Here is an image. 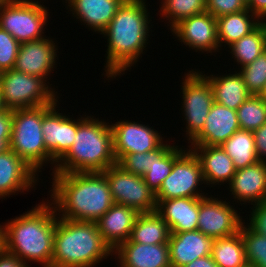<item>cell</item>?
Returning a JSON list of instances; mask_svg holds the SVG:
<instances>
[{
	"label": "cell",
	"mask_w": 266,
	"mask_h": 267,
	"mask_svg": "<svg viewBox=\"0 0 266 267\" xmlns=\"http://www.w3.org/2000/svg\"><path fill=\"white\" fill-rule=\"evenodd\" d=\"M50 202L57 216L96 222L115 203L102 172L51 173Z\"/></svg>",
	"instance_id": "cell-1"
},
{
	"label": "cell",
	"mask_w": 266,
	"mask_h": 267,
	"mask_svg": "<svg viewBox=\"0 0 266 267\" xmlns=\"http://www.w3.org/2000/svg\"><path fill=\"white\" fill-rule=\"evenodd\" d=\"M146 0H125L113 20L101 33L107 38L105 78H116L125 74L142 58L148 45L152 21L146 8ZM148 41V42H147ZM110 77V78H109Z\"/></svg>",
	"instance_id": "cell-2"
},
{
	"label": "cell",
	"mask_w": 266,
	"mask_h": 267,
	"mask_svg": "<svg viewBox=\"0 0 266 267\" xmlns=\"http://www.w3.org/2000/svg\"><path fill=\"white\" fill-rule=\"evenodd\" d=\"M47 201L4 225V248L27 265L32 261L51 267L57 214Z\"/></svg>",
	"instance_id": "cell-3"
},
{
	"label": "cell",
	"mask_w": 266,
	"mask_h": 267,
	"mask_svg": "<svg viewBox=\"0 0 266 267\" xmlns=\"http://www.w3.org/2000/svg\"><path fill=\"white\" fill-rule=\"evenodd\" d=\"M93 117L85 115L77 119L74 143L52 173L104 172L117 163L109 122Z\"/></svg>",
	"instance_id": "cell-4"
},
{
	"label": "cell",
	"mask_w": 266,
	"mask_h": 267,
	"mask_svg": "<svg viewBox=\"0 0 266 267\" xmlns=\"http://www.w3.org/2000/svg\"><path fill=\"white\" fill-rule=\"evenodd\" d=\"M110 255L96 222L57 216L51 267H94Z\"/></svg>",
	"instance_id": "cell-5"
},
{
	"label": "cell",
	"mask_w": 266,
	"mask_h": 267,
	"mask_svg": "<svg viewBox=\"0 0 266 267\" xmlns=\"http://www.w3.org/2000/svg\"><path fill=\"white\" fill-rule=\"evenodd\" d=\"M9 148L36 173L51 164L42 133V106L13 110Z\"/></svg>",
	"instance_id": "cell-6"
},
{
	"label": "cell",
	"mask_w": 266,
	"mask_h": 267,
	"mask_svg": "<svg viewBox=\"0 0 266 267\" xmlns=\"http://www.w3.org/2000/svg\"><path fill=\"white\" fill-rule=\"evenodd\" d=\"M47 83L41 77L14 69L2 72L0 93L4 105L8 110H17L53 104L59 97L52 84Z\"/></svg>",
	"instance_id": "cell-7"
},
{
	"label": "cell",
	"mask_w": 266,
	"mask_h": 267,
	"mask_svg": "<svg viewBox=\"0 0 266 267\" xmlns=\"http://www.w3.org/2000/svg\"><path fill=\"white\" fill-rule=\"evenodd\" d=\"M49 9L39 1L3 0L0 3V28L11 34L19 43L46 37Z\"/></svg>",
	"instance_id": "cell-8"
},
{
	"label": "cell",
	"mask_w": 266,
	"mask_h": 267,
	"mask_svg": "<svg viewBox=\"0 0 266 267\" xmlns=\"http://www.w3.org/2000/svg\"><path fill=\"white\" fill-rule=\"evenodd\" d=\"M181 83L182 114L186 122V137L190 143L204 128L214 103V93L208 79L197 69L189 70Z\"/></svg>",
	"instance_id": "cell-9"
},
{
	"label": "cell",
	"mask_w": 266,
	"mask_h": 267,
	"mask_svg": "<svg viewBox=\"0 0 266 267\" xmlns=\"http://www.w3.org/2000/svg\"><path fill=\"white\" fill-rule=\"evenodd\" d=\"M102 173L116 204L128 206L139 214L156 210V194L145 183L143 176L131 174L117 163Z\"/></svg>",
	"instance_id": "cell-10"
},
{
	"label": "cell",
	"mask_w": 266,
	"mask_h": 267,
	"mask_svg": "<svg viewBox=\"0 0 266 267\" xmlns=\"http://www.w3.org/2000/svg\"><path fill=\"white\" fill-rule=\"evenodd\" d=\"M203 183L205 185L200 160L191 149L186 148V151L174 162L170 174L155 193L156 201L182 197H206L208 194L198 188Z\"/></svg>",
	"instance_id": "cell-11"
},
{
	"label": "cell",
	"mask_w": 266,
	"mask_h": 267,
	"mask_svg": "<svg viewBox=\"0 0 266 267\" xmlns=\"http://www.w3.org/2000/svg\"><path fill=\"white\" fill-rule=\"evenodd\" d=\"M230 204L229 201L219 200L212 195L199 198L197 230L213 239L232 236L239 232L245 220Z\"/></svg>",
	"instance_id": "cell-12"
},
{
	"label": "cell",
	"mask_w": 266,
	"mask_h": 267,
	"mask_svg": "<svg viewBox=\"0 0 266 267\" xmlns=\"http://www.w3.org/2000/svg\"><path fill=\"white\" fill-rule=\"evenodd\" d=\"M58 102L42 106V133L54 166L52 170L73 145L77 133V119L59 113L56 109L59 108Z\"/></svg>",
	"instance_id": "cell-13"
},
{
	"label": "cell",
	"mask_w": 266,
	"mask_h": 267,
	"mask_svg": "<svg viewBox=\"0 0 266 267\" xmlns=\"http://www.w3.org/2000/svg\"><path fill=\"white\" fill-rule=\"evenodd\" d=\"M110 126L116 161L126 154L154 151L164 143L161 133L148 124L120 120Z\"/></svg>",
	"instance_id": "cell-14"
},
{
	"label": "cell",
	"mask_w": 266,
	"mask_h": 267,
	"mask_svg": "<svg viewBox=\"0 0 266 267\" xmlns=\"http://www.w3.org/2000/svg\"><path fill=\"white\" fill-rule=\"evenodd\" d=\"M173 32V33H172ZM175 38L196 52H219L216 17L205 12L181 20L172 29Z\"/></svg>",
	"instance_id": "cell-15"
},
{
	"label": "cell",
	"mask_w": 266,
	"mask_h": 267,
	"mask_svg": "<svg viewBox=\"0 0 266 267\" xmlns=\"http://www.w3.org/2000/svg\"><path fill=\"white\" fill-rule=\"evenodd\" d=\"M53 39L45 37L40 40L20 43L14 70L41 77L45 82L56 66L58 48ZM46 79V80H45Z\"/></svg>",
	"instance_id": "cell-16"
},
{
	"label": "cell",
	"mask_w": 266,
	"mask_h": 267,
	"mask_svg": "<svg viewBox=\"0 0 266 267\" xmlns=\"http://www.w3.org/2000/svg\"><path fill=\"white\" fill-rule=\"evenodd\" d=\"M38 174L10 148L0 153V199L16 192H29L39 182ZM19 192V193H18Z\"/></svg>",
	"instance_id": "cell-17"
},
{
	"label": "cell",
	"mask_w": 266,
	"mask_h": 267,
	"mask_svg": "<svg viewBox=\"0 0 266 267\" xmlns=\"http://www.w3.org/2000/svg\"><path fill=\"white\" fill-rule=\"evenodd\" d=\"M239 129L237 110L214 102L205 120L204 128L190 143L191 145L220 146Z\"/></svg>",
	"instance_id": "cell-18"
},
{
	"label": "cell",
	"mask_w": 266,
	"mask_h": 267,
	"mask_svg": "<svg viewBox=\"0 0 266 267\" xmlns=\"http://www.w3.org/2000/svg\"><path fill=\"white\" fill-rule=\"evenodd\" d=\"M228 189L230 196L240 204L241 201L251 205L266 201V162L258 161L236 170Z\"/></svg>",
	"instance_id": "cell-19"
},
{
	"label": "cell",
	"mask_w": 266,
	"mask_h": 267,
	"mask_svg": "<svg viewBox=\"0 0 266 267\" xmlns=\"http://www.w3.org/2000/svg\"><path fill=\"white\" fill-rule=\"evenodd\" d=\"M113 255L117 258V267H171L168 243L123 242Z\"/></svg>",
	"instance_id": "cell-20"
},
{
	"label": "cell",
	"mask_w": 266,
	"mask_h": 267,
	"mask_svg": "<svg viewBox=\"0 0 266 267\" xmlns=\"http://www.w3.org/2000/svg\"><path fill=\"white\" fill-rule=\"evenodd\" d=\"M139 213L134 209L114 203L97 221L98 231L104 242L114 251L126 242Z\"/></svg>",
	"instance_id": "cell-21"
},
{
	"label": "cell",
	"mask_w": 266,
	"mask_h": 267,
	"mask_svg": "<svg viewBox=\"0 0 266 267\" xmlns=\"http://www.w3.org/2000/svg\"><path fill=\"white\" fill-rule=\"evenodd\" d=\"M213 240L199 230L170 233L168 246L171 267H182L197 258L211 255Z\"/></svg>",
	"instance_id": "cell-22"
},
{
	"label": "cell",
	"mask_w": 266,
	"mask_h": 267,
	"mask_svg": "<svg viewBox=\"0 0 266 267\" xmlns=\"http://www.w3.org/2000/svg\"><path fill=\"white\" fill-rule=\"evenodd\" d=\"M199 198H175L157 201L156 212L167 223L170 233L197 230Z\"/></svg>",
	"instance_id": "cell-23"
},
{
	"label": "cell",
	"mask_w": 266,
	"mask_h": 267,
	"mask_svg": "<svg viewBox=\"0 0 266 267\" xmlns=\"http://www.w3.org/2000/svg\"><path fill=\"white\" fill-rule=\"evenodd\" d=\"M198 157L206 185L230 184L236 169L231 157L221 146L190 145L188 147ZM221 183V184H219Z\"/></svg>",
	"instance_id": "cell-24"
},
{
	"label": "cell",
	"mask_w": 266,
	"mask_h": 267,
	"mask_svg": "<svg viewBox=\"0 0 266 267\" xmlns=\"http://www.w3.org/2000/svg\"><path fill=\"white\" fill-rule=\"evenodd\" d=\"M125 0H65L68 11L93 32L102 33ZM88 25V26H87Z\"/></svg>",
	"instance_id": "cell-25"
},
{
	"label": "cell",
	"mask_w": 266,
	"mask_h": 267,
	"mask_svg": "<svg viewBox=\"0 0 266 267\" xmlns=\"http://www.w3.org/2000/svg\"><path fill=\"white\" fill-rule=\"evenodd\" d=\"M226 75H205L212 86L214 102L224 105L232 110H237L245 102L251 93L245 85L242 74L239 71Z\"/></svg>",
	"instance_id": "cell-26"
},
{
	"label": "cell",
	"mask_w": 266,
	"mask_h": 267,
	"mask_svg": "<svg viewBox=\"0 0 266 267\" xmlns=\"http://www.w3.org/2000/svg\"><path fill=\"white\" fill-rule=\"evenodd\" d=\"M163 143L159 148L149 152L147 172L143 175L145 183L153 192H157L162 182L170 174L174 162L186 151L183 146H171ZM179 147V148H178Z\"/></svg>",
	"instance_id": "cell-27"
},
{
	"label": "cell",
	"mask_w": 266,
	"mask_h": 267,
	"mask_svg": "<svg viewBox=\"0 0 266 267\" xmlns=\"http://www.w3.org/2000/svg\"><path fill=\"white\" fill-rule=\"evenodd\" d=\"M217 39L220 45L227 46L240 40L253 31L262 21L248 9L217 17Z\"/></svg>",
	"instance_id": "cell-28"
},
{
	"label": "cell",
	"mask_w": 266,
	"mask_h": 267,
	"mask_svg": "<svg viewBox=\"0 0 266 267\" xmlns=\"http://www.w3.org/2000/svg\"><path fill=\"white\" fill-rule=\"evenodd\" d=\"M170 230L167 223L156 211L139 214L130 238L126 242L140 244H165L168 243Z\"/></svg>",
	"instance_id": "cell-29"
},
{
	"label": "cell",
	"mask_w": 266,
	"mask_h": 267,
	"mask_svg": "<svg viewBox=\"0 0 266 267\" xmlns=\"http://www.w3.org/2000/svg\"><path fill=\"white\" fill-rule=\"evenodd\" d=\"M227 48H230L232 58L237 62L238 67L252 63L266 50V21H262L253 31Z\"/></svg>",
	"instance_id": "cell-30"
},
{
	"label": "cell",
	"mask_w": 266,
	"mask_h": 267,
	"mask_svg": "<svg viewBox=\"0 0 266 267\" xmlns=\"http://www.w3.org/2000/svg\"><path fill=\"white\" fill-rule=\"evenodd\" d=\"M220 146L231 157L236 170L259 161L253 131L239 129Z\"/></svg>",
	"instance_id": "cell-31"
},
{
	"label": "cell",
	"mask_w": 266,
	"mask_h": 267,
	"mask_svg": "<svg viewBox=\"0 0 266 267\" xmlns=\"http://www.w3.org/2000/svg\"><path fill=\"white\" fill-rule=\"evenodd\" d=\"M211 256L218 267H245V246L241 232L213 240Z\"/></svg>",
	"instance_id": "cell-32"
},
{
	"label": "cell",
	"mask_w": 266,
	"mask_h": 267,
	"mask_svg": "<svg viewBox=\"0 0 266 267\" xmlns=\"http://www.w3.org/2000/svg\"><path fill=\"white\" fill-rule=\"evenodd\" d=\"M158 12L169 20L170 30L181 20L206 12V0H161Z\"/></svg>",
	"instance_id": "cell-33"
},
{
	"label": "cell",
	"mask_w": 266,
	"mask_h": 267,
	"mask_svg": "<svg viewBox=\"0 0 266 267\" xmlns=\"http://www.w3.org/2000/svg\"><path fill=\"white\" fill-rule=\"evenodd\" d=\"M240 129L254 131L266 123V101L260 95H251L237 109Z\"/></svg>",
	"instance_id": "cell-34"
},
{
	"label": "cell",
	"mask_w": 266,
	"mask_h": 267,
	"mask_svg": "<svg viewBox=\"0 0 266 267\" xmlns=\"http://www.w3.org/2000/svg\"><path fill=\"white\" fill-rule=\"evenodd\" d=\"M240 232L245 246V257L248 265L266 267V235L253 231L243 222Z\"/></svg>",
	"instance_id": "cell-35"
},
{
	"label": "cell",
	"mask_w": 266,
	"mask_h": 267,
	"mask_svg": "<svg viewBox=\"0 0 266 267\" xmlns=\"http://www.w3.org/2000/svg\"><path fill=\"white\" fill-rule=\"evenodd\" d=\"M238 69L251 95H260L266 85V50L252 63Z\"/></svg>",
	"instance_id": "cell-36"
},
{
	"label": "cell",
	"mask_w": 266,
	"mask_h": 267,
	"mask_svg": "<svg viewBox=\"0 0 266 267\" xmlns=\"http://www.w3.org/2000/svg\"><path fill=\"white\" fill-rule=\"evenodd\" d=\"M20 43L7 31L0 28V70L14 68Z\"/></svg>",
	"instance_id": "cell-37"
},
{
	"label": "cell",
	"mask_w": 266,
	"mask_h": 267,
	"mask_svg": "<svg viewBox=\"0 0 266 267\" xmlns=\"http://www.w3.org/2000/svg\"><path fill=\"white\" fill-rule=\"evenodd\" d=\"M245 9H247V4L244 0H206V12L216 18L241 12Z\"/></svg>",
	"instance_id": "cell-38"
},
{
	"label": "cell",
	"mask_w": 266,
	"mask_h": 267,
	"mask_svg": "<svg viewBox=\"0 0 266 267\" xmlns=\"http://www.w3.org/2000/svg\"><path fill=\"white\" fill-rule=\"evenodd\" d=\"M148 163L149 152L126 154L117 161L124 170L140 176L147 172Z\"/></svg>",
	"instance_id": "cell-39"
},
{
	"label": "cell",
	"mask_w": 266,
	"mask_h": 267,
	"mask_svg": "<svg viewBox=\"0 0 266 267\" xmlns=\"http://www.w3.org/2000/svg\"><path fill=\"white\" fill-rule=\"evenodd\" d=\"M247 224L253 231L266 235V201L252 206Z\"/></svg>",
	"instance_id": "cell-40"
},
{
	"label": "cell",
	"mask_w": 266,
	"mask_h": 267,
	"mask_svg": "<svg viewBox=\"0 0 266 267\" xmlns=\"http://www.w3.org/2000/svg\"><path fill=\"white\" fill-rule=\"evenodd\" d=\"M253 135L258 160L266 162V123L254 130Z\"/></svg>",
	"instance_id": "cell-41"
},
{
	"label": "cell",
	"mask_w": 266,
	"mask_h": 267,
	"mask_svg": "<svg viewBox=\"0 0 266 267\" xmlns=\"http://www.w3.org/2000/svg\"><path fill=\"white\" fill-rule=\"evenodd\" d=\"M0 267H30L19 257L3 248L0 251Z\"/></svg>",
	"instance_id": "cell-42"
},
{
	"label": "cell",
	"mask_w": 266,
	"mask_h": 267,
	"mask_svg": "<svg viewBox=\"0 0 266 267\" xmlns=\"http://www.w3.org/2000/svg\"><path fill=\"white\" fill-rule=\"evenodd\" d=\"M13 110L0 113V138H11Z\"/></svg>",
	"instance_id": "cell-43"
},
{
	"label": "cell",
	"mask_w": 266,
	"mask_h": 267,
	"mask_svg": "<svg viewBox=\"0 0 266 267\" xmlns=\"http://www.w3.org/2000/svg\"><path fill=\"white\" fill-rule=\"evenodd\" d=\"M247 9L261 21H266V0H250Z\"/></svg>",
	"instance_id": "cell-44"
},
{
	"label": "cell",
	"mask_w": 266,
	"mask_h": 267,
	"mask_svg": "<svg viewBox=\"0 0 266 267\" xmlns=\"http://www.w3.org/2000/svg\"><path fill=\"white\" fill-rule=\"evenodd\" d=\"M182 267H218L214 262L211 255L197 258L196 260L188 263Z\"/></svg>",
	"instance_id": "cell-45"
},
{
	"label": "cell",
	"mask_w": 266,
	"mask_h": 267,
	"mask_svg": "<svg viewBox=\"0 0 266 267\" xmlns=\"http://www.w3.org/2000/svg\"><path fill=\"white\" fill-rule=\"evenodd\" d=\"M11 138H0V153H3L9 149V143Z\"/></svg>",
	"instance_id": "cell-46"
},
{
	"label": "cell",
	"mask_w": 266,
	"mask_h": 267,
	"mask_svg": "<svg viewBox=\"0 0 266 267\" xmlns=\"http://www.w3.org/2000/svg\"><path fill=\"white\" fill-rule=\"evenodd\" d=\"M4 248V224L0 225V251Z\"/></svg>",
	"instance_id": "cell-47"
},
{
	"label": "cell",
	"mask_w": 266,
	"mask_h": 267,
	"mask_svg": "<svg viewBox=\"0 0 266 267\" xmlns=\"http://www.w3.org/2000/svg\"><path fill=\"white\" fill-rule=\"evenodd\" d=\"M6 110H7V108H6V106L4 105L3 97L1 96V93H0V113H1V112H4V111H6Z\"/></svg>",
	"instance_id": "cell-48"
},
{
	"label": "cell",
	"mask_w": 266,
	"mask_h": 267,
	"mask_svg": "<svg viewBox=\"0 0 266 267\" xmlns=\"http://www.w3.org/2000/svg\"><path fill=\"white\" fill-rule=\"evenodd\" d=\"M260 96L266 101V85H265L263 91L261 92Z\"/></svg>",
	"instance_id": "cell-49"
},
{
	"label": "cell",
	"mask_w": 266,
	"mask_h": 267,
	"mask_svg": "<svg viewBox=\"0 0 266 267\" xmlns=\"http://www.w3.org/2000/svg\"><path fill=\"white\" fill-rule=\"evenodd\" d=\"M245 267H255V266H251V265H248V264H247Z\"/></svg>",
	"instance_id": "cell-50"
}]
</instances>
